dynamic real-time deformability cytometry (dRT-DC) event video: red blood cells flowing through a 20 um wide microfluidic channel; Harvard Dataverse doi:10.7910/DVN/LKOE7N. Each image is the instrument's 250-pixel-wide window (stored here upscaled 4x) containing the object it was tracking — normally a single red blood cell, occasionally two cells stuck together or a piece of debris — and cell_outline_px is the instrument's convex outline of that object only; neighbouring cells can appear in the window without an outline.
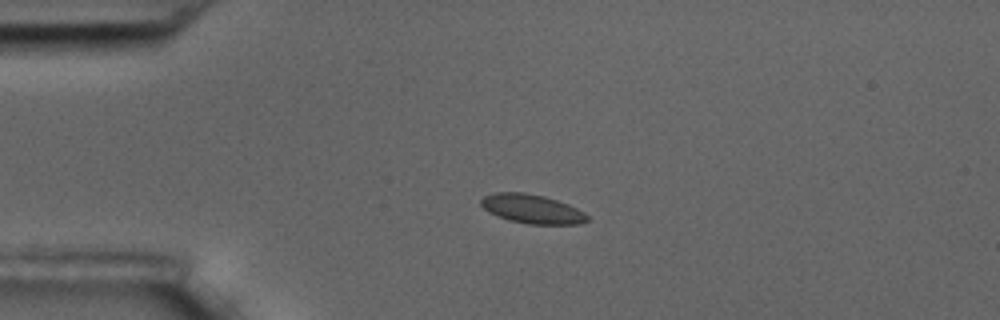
{"species": "common noctule bat (a hibernating species)", "species_latin": "Nyctalus noctula", "temperature_condition": "room temperature", "stored_images_in_passage": 5, "camera_frame_rate_fps": 3000, "um_per_image_px": 0.085, "animal": {"sex": "male", "body_mass_g": 17.5, "forearm_length_mm": 52.3}, "frame": {"image": 1, "passage_image": 3, "time_ms": 2.333, "image_size_px": [1000, 320], "cell_outline_px": [[588, 220], [580, 224], [528, 224], [508, 220], [488, 212], [480, 204], [480, 200], [484, 196], [496, 192], [524, 192], [544, 196], [568, 204], [584, 212], [588, 216]], "centroid_in_image_um": [45.2, 17.76], "position_along_channel_um": 39.8, "area_um2": 17.98}}